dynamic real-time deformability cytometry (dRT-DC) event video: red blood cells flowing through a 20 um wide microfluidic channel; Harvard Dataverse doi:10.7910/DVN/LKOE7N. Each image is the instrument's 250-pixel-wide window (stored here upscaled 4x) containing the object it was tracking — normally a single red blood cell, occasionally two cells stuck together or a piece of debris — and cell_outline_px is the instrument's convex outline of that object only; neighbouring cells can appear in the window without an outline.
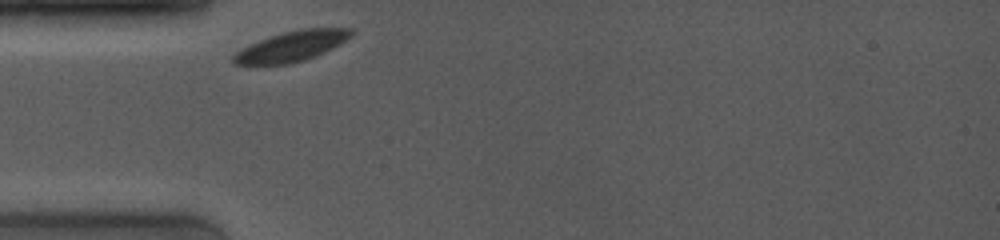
{"species": "common noctule bat (a hibernating species)", "species_latin": "Nyctalus noctula", "temperature_condition": "room temperature", "stored_images_in_passage": 2, "camera_frame_rate_fps": 4000, "um_per_image_px": 0.085, "animal": {"sex": "female", "body_mass_g": 19.0, "forearm_length_mm": 53.3}, "frame": {"image": 1, "passage_image": 1, "time_ms": 0.0, "image_size_px": [1000, 240], "cell_outline_px": [[352, 36], [340, 44], [324, 52], [304, 60], [288, 64], [232, 64], [232, 56], [236, 52], [260, 40], [284, 32], [304, 28], [352, 28]], "centroid_in_image_um": [24.82, 3.93], "position_along_channel_um": 60.2, "area_um2": 20.35}}